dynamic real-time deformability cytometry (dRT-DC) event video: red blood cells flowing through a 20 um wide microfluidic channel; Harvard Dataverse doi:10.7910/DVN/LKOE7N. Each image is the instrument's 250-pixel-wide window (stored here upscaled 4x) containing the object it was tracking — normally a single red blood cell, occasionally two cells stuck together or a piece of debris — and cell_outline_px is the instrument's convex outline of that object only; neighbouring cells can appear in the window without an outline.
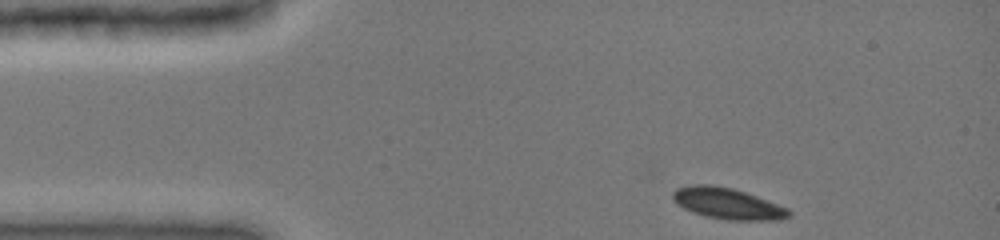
{"species": "common noctule bat (a hibernating species)", "species_latin": "Nyctalus noctula", "temperature_condition": "cold", "stored_images_in_passage": 37, "camera_frame_rate_fps": 3000, "um_per_image_px": 0.085, "animal": {"sex": "female", "body_mass_g": 19.0, "forearm_length_mm": 51.5}, "frame": {"image": 1, "passage_image": 1, "time_ms": 0.0, "image_size_px": [1000, 240], "cell_outline_px": [[792, 216], [776, 220], [728, 220], [704, 216], [692, 212], [676, 204], [672, 196], [672, 192], [676, 188], [688, 184], [712, 184], [732, 188], [756, 196], [788, 208], [792, 212]], "centroid_in_image_um": [61.81, 17.29], "position_along_channel_um": 23.2, "area_um2": 21.21}}
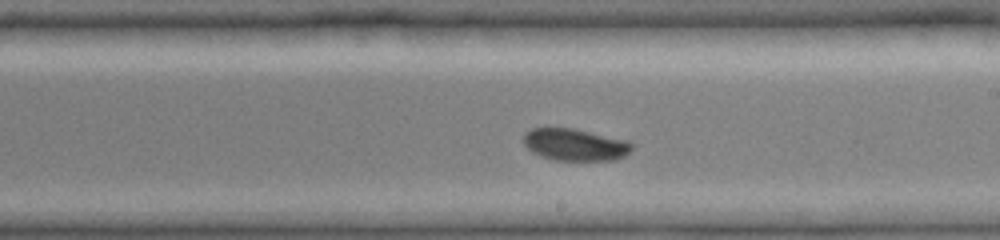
{"frame": {"image": 2, "passage_image": 22, "time_ms": 7.0, "image_size_px": [1000, 240], "cell_outline_px": [[636, 144], [624, 156], [616, 160], [556, 160], [540, 156], [532, 152], [524, 144], [524, 132], [532, 128], [572, 128], [632, 140]], "centroid_in_image_um": [48.93, 12.29], "position_along_channel_um": 240.1, "area_um2": 20.52}}
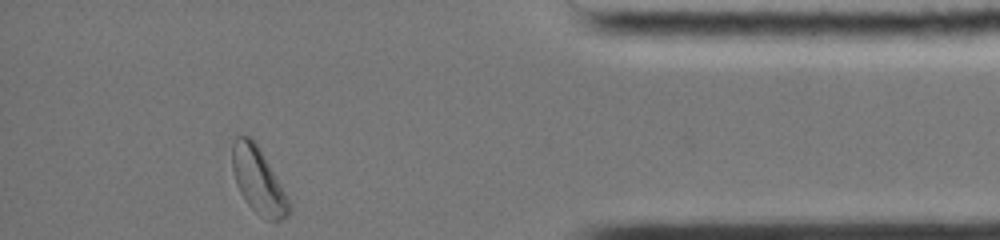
{"frame": {"image": 3, "passage_image": 37, "time_ms": 12.0, "image_size_px": [1000, 240], "cell_outline_px": [[292, 208], [288, 216], [280, 220], [264, 220], [244, 200], [236, 184], [232, 168], [232, 144], [236, 136], [252, 136], [260, 148], [292, 204]], "centroid_in_image_um": [21.96, 15.35], "position_along_channel_um": 413.2, "area_um2": 22.02}, "authors_computed_cell_mechanics": {"area_um2": 21.2126, "velocity_mm_per_s": 3.9793, "shape_relaxation_time_tau1_ms": 2.5738, "shape_relaxation_time_tau2_ms": null, "deformation_change_tau1": 0.083, "deformation_change_tau2": null}}